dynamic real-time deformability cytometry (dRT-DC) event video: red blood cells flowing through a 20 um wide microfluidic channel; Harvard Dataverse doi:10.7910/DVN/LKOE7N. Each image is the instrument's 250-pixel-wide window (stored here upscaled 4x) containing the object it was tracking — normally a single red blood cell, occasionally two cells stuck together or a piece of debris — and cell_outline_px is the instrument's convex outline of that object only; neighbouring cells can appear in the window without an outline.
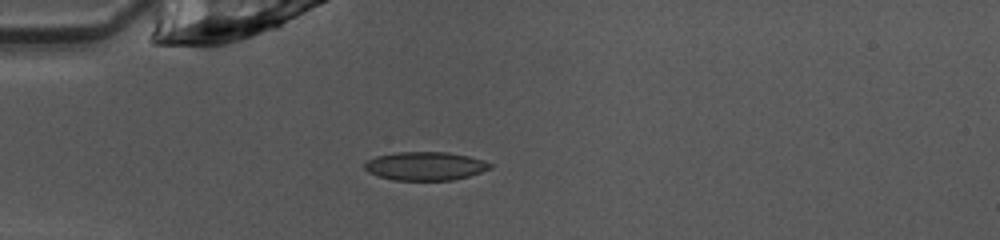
{"species": "common noctule bat (a hibernating species)", "species_latin": "Nyctalus noctula", "temperature_condition": "warm", "stored_images_in_passage": 37, "camera_frame_rate_fps": 3000, "um_per_image_px": 0.085, "animal": {"sex": "female", "body_mass_g": 10.0, "forearm_length_mm": 53.1}, "frame": {"image": 1, "passage_image": 1, "time_ms": 0.0, "image_size_px": [1000, 240], "cell_outline_px": [[492, 168], [468, 176], [452, 180], [392, 180], [368, 172], [364, 168], [364, 164], [368, 160], [376, 156], [396, 152], [448, 152], [468, 156], [484, 160], [492, 164]], "centroid_in_image_um": [36.15, 14.11], "position_along_channel_um": 48.9, "area_um2": 20.81}}
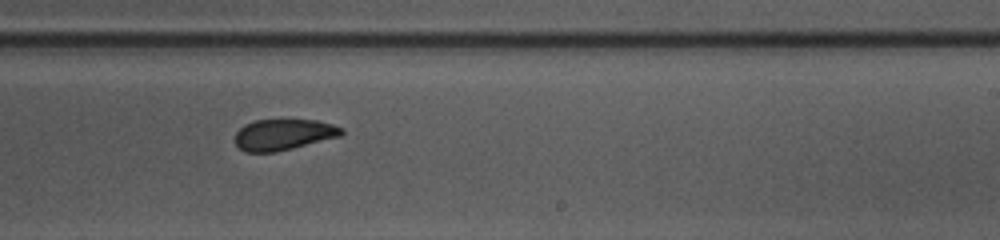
{"frame": {"image": 2, "passage_image": 18, "time_ms": 5.667, "image_size_px": [1000, 240], "cell_outline_px": [[344, 132], [340, 136], [276, 152], [244, 152], [236, 144], [236, 132], [244, 124], [256, 120], [316, 120], [332, 124], [344, 128]], "centroid_in_image_um": [24.1, 11.44], "position_along_channel_um": 264.9, "area_um2": 19.13}}
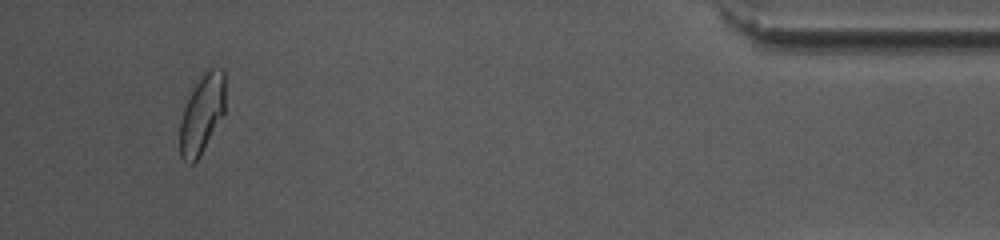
{"frame": {"image": 3, "passage_image": 34, "time_ms": 11.0, "image_size_px": [1000, 240], "cell_outline_px": [[224, 112], [200, 156], [192, 164], [188, 164], [180, 156], [180, 120], [184, 108], [192, 88], [208, 64], [224, 68]], "centroid_in_image_um": [17.16, 9.61], "position_along_channel_um": 418.0, "area_um2": 21.1}, "authors_computed_cell_mechanics": {"area_um2": 20.808, "velocity_mm_per_s": 4.033, "shape_relaxation_time_tau1_ms": 3.2111, "shape_relaxation_time_tau2_ms": 1.966, "deformation_change_tau1": 0.104, "deformation_change_tau2": 0.0651}}